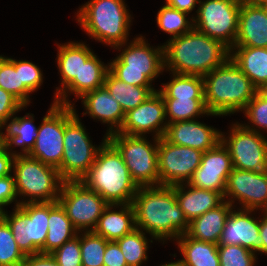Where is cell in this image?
Returning a JSON list of instances; mask_svg holds the SVG:
<instances>
[{
    "mask_svg": "<svg viewBox=\"0 0 267 266\" xmlns=\"http://www.w3.org/2000/svg\"><path fill=\"white\" fill-rule=\"evenodd\" d=\"M131 204L135 212L136 228L149 233L152 239L164 243L188 231L189 222L172 186L139 187Z\"/></svg>",
    "mask_w": 267,
    "mask_h": 266,
    "instance_id": "1",
    "label": "cell"
},
{
    "mask_svg": "<svg viewBox=\"0 0 267 266\" xmlns=\"http://www.w3.org/2000/svg\"><path fill=\"white\" fill-rule=\"evenodd\" d=\"M164 47V68L172 73L204 77L230 58V49L196 29L169 39Z\"/></svg>",
    "mask_w": 267,
    "mask_h": 266,
    "instance_id": "2",
    "label": "cell"
},
{
    "mask_svg": "<svg viewBox=\"0 0 267 266\" xmlns=\"http://www.w3.org/2000/svg\"><path fill=\"white\" fill-rule=\"evenodd\" d=\"M81 182L96 191L108 204L132 203L138 186L118 150L104 137L96 160Z\"/></svg>",
    "mask_w": 267,
    "mask_h": 266,
    "instance_id": "3",
    "label": "cell"
},
{
    "mask_svg": "<svg viewBox=\"0 0 267 266\" xmlns=\"http://www.w3.org/2000/svg\"><path fill=\"white\" fill-rule=\"evenodd\" d=\"M203 82L206 109L220 116L242 111L257 93V88L231 58L206 74Z\"/></svg>",
    "mask_w": 267,
    "mask_h": 266,
    "instance_id": "4",
    "label": "cell"
},
{
    "mask_svg": "<svg viewBox=\"0 0 267 266\" xmlns=\"http://www.w3.org/2000/svg\"><path fill=\"white\" fill-rule=\"evenodd\" d=\"M124 0H90L77 11V22L89 36L115 49L127 45L131 15Z\"/></svg>",
    "mask_w": 267,
    "mask_h": 266,
    "instance_id": "5",
    "label": "cell"
},
{
    "mask_svg": "<svg viewBox=\"0 0 267 266\" xmlns=\"http://www.w3.org/2000/svg\"><path fill=\"white\" fill-rule=\"evenodd\" d=\"M127 46L109 63V71L127 84L152 87L154 78L165 69L163 45L155 49L138 36Z\"/></svg>",
    "mask_w": 267,
    "mask_h": 266,
    "instance_id": "6",
    "label": "cell"
},
{
    "mask_svg": "<svg viewBox=\"0 0 267 266\" xmlns=\"http://www.w3.org/2000/svg\"><path fill=\"white\" fill-rule=\"evenodd\" d=\"M63 158L57 168L64 181H81L101 146L92 144L73 105H64Z\"/></svg>",
    "mask_w": 267,
    "mask_h": 266,
    "instance_id": "7",
    "label": "cell"
},
{
    "mask_svg": "<svg viewBox=\"0 0 267 266\" xmlns=\"http://www.w3.org/2000/svg\"><path fill=\"white\" fill-rule=\"evenodd\" d=\"M13 176L17 196H27V203L58 201L64 180L56 167L29 155H16Z\"/></svg>",
    "mask_w": 267,
    "mask_h": 266,
    "instance_id": "8",
    "label": "cell"
},
{
    "mask_svg": "<svg viewBox=\"0 0 267 266\" xmlns=\"http://www.w3.org/2000/svg\"><path fill=\"white\" fill-rule=\"evenodd\" d=\"M144 136L112 133L107 140L121 154L138 187L160 186L158 173V138L150 143Z\"/></svg>",
    "mask_w": 267,
    "mask_h": 266,
    "instance_id": "9",
    "label": "cell"
},
{
    "mask_svg": "<svg viewBox=\"0 0 267 266\" xmlns=\"http://www.w3.org/2000/svg\"><path fill=\"white\" fill-rule=\"evenodd\" d=\"M14 212L0 216L11 228L14 240L25 256L40 253L48 232L49 202H15Z\"/></svg>",
    "mask_w": 267,
    "mask_h": 266,
    "instance_id": "10",
    "label": "cell"
},
{
    "mask_svg": "<svg viewBox=\"0 0 267 266\" xmlns=\"http://www.w3.org/2000/svg\"><path fill=\"white\" fill-rule=\"evenodd\" d=\"M242 0H199L197 16L192 17L194 29L218 40L230 50L238 33Z\"/></svg>",
    "mask_w": 267,
    "mask_h": 266,
    "instance_id": "11",
    "label": "cell"
},
{
    "mask_svg": "<svg viewBox=\"0 0 267 266\" xmlns=\"http://www.w3.org/2000/svg\"><path fill=\"white\" fill-rule=\"evenodd\" d=\"M58 202L79 231H93L104 209L109 205L96 191L81 181H64Z\"/></svg>",
    "mask_w": 267,
    "mask_h": 266,
    "instance_id": "12",
    "label": "cell"
},
{
    "mask_svg": "<svg viewBox=\"0 0 267 266\" xmlns=\"http://www.w3.org/2000/svg\"><path fill=\"white\" fill-rule=\"evenodd\" d=\"M231 128L228 137L221 132V142L230 153L233 167L256 172L266 171L267 138L240 123L233 124Z\"/></svg>",
    "mask_w": 267,
    "mask_h": 266,
    "instance_id": "13",
    "label": "cell"
},
{
    "mask_svg": "<svg viewBox=\"0 0 267 266\" xmlns=\"http://www.w3.org/2000/svg\"><path fill=\"white\" fill-rule=\"evenodd\" d=\"M204 152L174 145L164 137L158 138V173L160 185L187 184L199 167Z\"/></svg>",
    "mask_w": 267,
    "mask_h": 266,
    "instance_id": "14",
    "label": "cell"
},
{
    "mask_svg": "<svg viewBox=\"0 0 267 266\" xmlns=\"http://www.w3.org/2000/svg\"><path fill=\"white\" fill-rule=\"evenodd\" d=\"M64 105L53 103L38 127L36 142L28 154L58 168L63 158Z\"/></svg>",
    "mask_w": 267,
    "mask_h": 266,
    "instance_id": "15",
    "label": "cell"
},
{
    "mask_svg": "<svg viewBox=\"0 0 267 266\" xmlns=\"http://www.w3.org/2000/svg\"><path fill=\"white\" fill-rule=\"evenodd\" d=\"M224 200L231 205L239 200L241 209H260L264 213L267 210V170L256 172L233 168L226 181Z\"/></svg>",
    "mask_w": 267,
    "mask_h": 266,
    "instance_id": "16",
    "label": "cell"
},
{
    "mask_svg": "<svg viewBox=\"0 0 267 266\" xmlns=\"http://www.w3.org/2000/svg\"><path fill=\"white\" fill-rule=\"evenodd\" d=\"M164 120H167L165 103L162 95L156 91L135 109L125 113L124 122L118 133L144 136L146 133L154 132L155 138H161L167 129V122Z\"/></svg>",
    "mask_w": 267,
    "mask_h": 266,
    "instance_id": "17",
    "label": "cell"
},
{
    "mask_svg": "<svg viewBox=\"0 0 267 266\" xmlns=\"http://www.w3.org/2000/svg\"><path fill=\"white\" fill-rule=\"evenodd\" d=\"M233 168L230 153L220 141L213 149L203 153L199 167L187 184L213 190L224 196L226 181Z\"/></svg>",
    "mask_w": 267,
    "mask_h": 266,
    "instance_id": "18",
    "label": "cell"
},
{
    "mask_svg": "<svg viewBox=\"0 0 267 266\" xmlns=\"http://www.w3.org/2000/svg\"><path fill=\"white\" fill-rule=\"evenodd\" d=\"M253 210H231L218 245H239L251 252H261L260 220L251 217Z\"/></svg>",
    "mask_w": 267,
    "mask_h": 266,
    "instance_id": "19",
    "label": "cell"
},
{
    "mask_svg": "<svg viewBox=\"0 0 267 266\" xmlns=\"http://www.w3.org/2000/svg\"><path fill=\"white\" fill-rule=\"evenodd\" d=\"M163 137L174 145L188 146L205 152L221 141V132L199 121L189 120L167 124Z\"/></svg>",
    "mask_w": 267,
    "mask_h": 266,
    "instance_id": "20",
    "label": "cell"
},
{
    "mask_svg": "<svg viewBox=\"0 0 267 266\" xmlns=\"http://www.w3.org/2000/svg\"><path fill=\"white\" fill-rule=\"evenodd\" d=\"M234 46L267 48V9L241 1L238 33Z\"/></svg>",
    "mask_w": 267,
    "mask_h": 266,
    "instance_id": "21",
    "label": "cell"
},
{
    "mask_svg": "<svg viewBox=\"0 0 267 266\" xmlns=\"http://www.w3.org/2000/svg\"><path fill=\"white\" fill-rule=\"evenodd\" d=\"M86 112L94 119L109 124L106 136L118 132L124 122L125 113L121 105L110 95L105 86L85 93L81 97Z\"/></svg>",
    "mask_w": 267,
    "mask_h": 266,
    "instance_id": "22",
    "label": "cell"
},
{
    "mask_svg": "<svg viewBox=\"0 0 267 266\" xmlns=\"http://www.w3.org/2000/svg\"><path fill=\"white\" fill-rule=\"evenodd\" d=\"M187 190L185 191V188ZM177 201L184 212L185 218L190 223L193 219L203 215L205 212L221 205L225 200L221 193L213 190L200 189L191 185L177 184L172 186Z\"/></svg>",
    "mask_w": 267,
    "mask_h": 266,
    "instance_id": "23",
    "label": "cell"
},
{
    "mask_svg": "<svg viewBox=\"0 0 267 266\" xmlns=\"http://www.w3.org/2000/svg\"><path fill=\"white\" fill-rule=\"evenodd\" d=\"M109 72V64L103 62L93 54L85 63H82L80 70V80H73L57 97L56 104L74 105L67 99V93H73L77 98H81L85 93L103 87L105 77ZM67 91V93H66Z\"/></svg>",
    "mask_w": 267,
    "mask_h": 266,
    "instance_id": "24",
    "label": "cell"
},
{
    "mask_svg": "<svg viewBox=\"0 0 267 266\" xmlns=\"http://www.w3.org/2000/svg\"><path fill=\"white\" fill-rule=\"evenodd\" d=\"M93 51L81 42H68L58 45L57 66L61 74V86L56 87V97L73 81L80 80V70L82 63H85L92 55Z\"/></svg>",
    "mask_w": 267,
    "mask_h": 266,
    "instance_id": "25",
    "label": "cell"
},
{
    "mask_svg": "<svg viewBox=\"0 0 267 266\" xmlns=\"http://www.w3.org/2000/svg\"><path fill=\"white\" fill-rule=\"evenodd\" d=\"M114 207H121L119 211L112 210ZM112 210V211H111ZM136 228L135 212L131 203L121 205L109 204L99 218L96 234L107 241H116Z\"/></svg>",
    "mask_w": 267,
    "mask_h": 266,
    "instance_id": "26",
    "label": "cell"
},
{
    "mask_svg": "<svg viewBox=\"0 0 267 266\" xmlns=\"http://www.w3.org/2000/svg\"><path fill=\"white\" fill-rule=\"evenodd\" d=\"M234 206L224 201L189 223L187 235L192 239L218 244L226 219Z\"/></svg>",
    "mask_w": 267,
    "mask_h": 266,
    "instance_id": "27",
    "label": "cell"
},
{
    "mask_svg": "<svg viewBox=\"0 0 267 266\" xmlns=\"http://www.w3.org/2000/svg\"><path fill=\"white\" fill-rule=\"evenodd\" d=\"M230 58L257 89L267 84V48L234 46Z\"/></svg>",
    "mask_w": 267,
    "mask_h": 266,
    "instance_id": "28",
    "label": "cell"
},
{
    "mask_svg": "<svg viewBox=\"0 0 267 266\" xmlns=\"http://www.w3.org/2000/svg\"><path fill=\"white\" fill-rule=\"evenodd\" d=\"M34 116L33 114L27 113L23 117H13L8 123L6 133L4 134L0 131V143L9 152L16 155H28L33 149L38 127L33 124ZM22 146L21 151L23 152H11L12 146ZM11 150V151H10Z\"/></svg>",
    "mask_w": 267,
    "mask_h": 266,
    "instance_id": "29",
    "label": "cell"
},
{
    "mask_svg": "<svg viewBox=\"0 0 267 266\" xmlns=\"http://www.w3.org/2000/svg\"><path fill=\"white\" fill-rule=\"evenodd\" d=\"M80 232L73 226L65 209L58 201L49 202L48 232L40 253H52Z\"/></svg>",
    "mask_w": 267,
    "mask_h": 266,
    "instance_id": "30",
    "label": "cell"
},
{
    "mask_svg": "<svg viewBox=\"0 0 267 266\" xmlns=\"http://www.w3.org/2000/svg\"><path fill=\"white\" fill-rule=\"evenodd\" d=\"M176 241L187 266H220L218 244L195 240L187 234Z\"/></svg>",
    "mask_w": 267,
    "mask_h": 266,
    "instance_id": "31",
    "label": "cell"
},
{
    "mask_svg": "<svg viewBox=\"0 0 267 266\" xmlns=\"http://www.w3.org/2000/svg\"><path fill=\"white\" fill-rule=\"evenodd\" d=\"M104 86L110 95L121 105L124 113L142 104L152 93L154 87H141L127 84L117 79L110 71L105 77Z\"/></svg>",
    "mask_w": 267,
    "mask_h": 266,
    "instance_id": "32",
    "label": "cell"
},
{
    "mask_svg": "<svg viewBox=\"0 0 267 266\" xmlns=\"http://www.w3.org/2000/svg\"><path fill=\"white\" fill-rule=\"evenodd\" d=\"M173 74V79L162 84L161 90H157L162 98H204V82L202 76Z\"/></svg>",
    "mask_w": 267,
    "mask_h": 266,
    "instance_id": "33",
    "label": "cell"
},
{
    "mask_svg": "<svg viewBox=\"0 0 267 266\" xmlns=\"http://www.w3.org/2000/svg\"><path fill=\"white\" fill-rule=\"evenodd\" d=\"M165 103L167 124L178 121L195 120L196 117L202 115L220 116L209 113L205 106L204 98H163Z\"/></svg>",
    "mask_w": 267,
    "mask_h": 266,
    "instance_id": "34",
    "label": "cell"
},
{
    "mask_svg": "<svg viewBox=\"0 0 267 266\" xmlns=\"http://www.w3.org/2000/svg\"><path fill=\"white\" fill-rule=\"evenodd\" d=\"M0 88L15 96L24 106L29 104L32 93L24 84H20L19 61L0 55Z\"/></svg>",
    "mask_w": 267,
    "mask_h": 266,
    "instance_id": "35",
    "label": "cell"
},
{
    "mask_svg": "<svg viewBox=\"0 0 267 266\" xmlns=\"http://www.w3.org/2000/svg\"><path fill=\"white\" fill-rule=\"evenodd\" d=\"M122 251L128 266H141L147 260L148 239L145 232L135 228L121 239L115 241Z\"/></svg>",
    "mask_w": 267,
    "mask_h": 266,
    "instance_id": "36",
    "label": "cell"
},
{
    "mask_svg": "<svg viewBox=\"0 0 267 266\" xmlns=\"http://www.w3.org/2000/svg\"><path fill=\"white\" fill-rule=\"evenodd\" d=\"M188 13L179 11L168 5L162 6L157 14V25L165 33L172 35V38L179 37L194 28V21L187 19Z\"/></svg>",
    "mask_w": 267,
    "mask_h": 266,
    "instance_id": "37",
    "label": "cell"
},
{
    "mask_svg": "<svg viewBox=\"0 0 267 266\" xmlns=\"http://www.w3.org/2000/svg\"><path fill=\"white\" fill-rule=\"evenodd\" d=\"M81 234L82 266H104V253L109 241L94 231H84V234Z\"/></svg>",
    "mask_w": 267,
    "mask_h": 266,
    "instance_id": "38",
    "label": "cell"
},
{
    "mask_svg": "<svg viewBox=\"0 0 267 266\" xmlns=\"http://www.w3.org/2000/svg\"><path fill=\"white\" fill-rule=\"evenodd\" d=\"M25 257L8 223L0 216V266H22Z\"/></svg>",
    "mask_w": 267,
    "mask_h": 266,
    "instance_id": "39",
    "label": "cell"
},
{
    "mask_svg": "<svg viewBox=\"0 0 267 266\" xmlns=\"http://www.w3.org/2000/svg\"><path fill=\"white\" fill-rule=\"evenodd\" d=\"M220 266H254L256 255L239 245H218Z\"/></svg>",
    "mask_w": 267,
    "mask_h": 266,
    "instance_id": "40",
    "label": "cell"
},
{
    "mask_svg": "<svg viewBox=\"0 0 267 266\" xmlns=\"http://www.w3.org/2000/svg\"><path fill=\"white\" fill-rule=\"evenodd\" d=\"M243 111L252 125L256 126V129L255 126H249L245 124L243 126L255 131L256 133H260V128L262 130L264 129L265 131L267 130V101L258 93H256L255 96L248 102Z\"/></svg>",
    "mask_w": 267,
    "mask_h": 266,
    "instance_id": "41",
    "label": "cell"
},
{
    "mask_svg": "<svg viewBox=\"0 0 267 266\" xmlns=\"http://www.w3.org/2000/svg\"><path fill=\"white\" fill-rule=\"evenodd\" d=\"M51 255L59 266H82L80 236L66 241L61 247L54 250Z\"/></svg>",
    "mask_w": 267,
    "mask_h": 266,
    "instance_id": "42",
    "label": "cell"
},
{
    "mask_svg": "<svg viewBox=\"0 0 267 266\" xmlns=\"http://www.w3.org/2000/svg\"><path fill=\"white\" fill-rule=\"evenodd\" d=\"M42 71L30 61L19 60L20 84H24L31 92L40 88L43 83Z\"/></svg>",
    "mask_w": 267,
    "mask_h": 266,
    "instance_id": "43",
    "label": "cell"
},
{
    "mask_svg": "<svg viewBox=\"0 0 267 266\" xmlns=\"http://www.w3.org/2000/svg\"><path fill=\"white\" fill-rule=\"evenodd\" d=\"M24 107L15 96L0 88V129H3L9 119Z\"/></svg>",
    "mask_w": 267,
    "mask_h": 266,
    "instance_id": "44",
    "label": "cell"
},
{
    "mask_svg": "<svg viewBox=\"0 0 267 266\" xmlns=\"http://www.w3.org/2000/svg\"><path fill=\"white\" fill-rule=\"evenodd\" d=\"M15 178L10 174L0 178V213L4 212V206L17 201ZM16 199V200H15Z\"/></svg>",
    "mask_w": 267,
    "mask_h": 266,
    "instance_id": "45",
    "label": "cell"
},
{
    "mask_svg": "<svg viewBox=\"0 0 267 266\" xmlns=\"http://www.w3.org/2000/svg\"><path fill=\"white\" fill-rule=\"evenodd\" d=\"M104 266H128L122 251L115 241H109L104 253Z\"/></svg>",
    "mask_w": 267,
    "mask_h": 266,
    "instance_id": "46",
    "label": "cell"
},
{
    "mask_svg": "<svg viewBox=\"0 0 267 266\" xmlns=\"http://www.w3.org/2000/svg\"><path fill=\"white\" fill-rule=\"evenodd\" d=\"M22 266H59L50 253H37L25 257Z\"/></svg>",
    "mask_w": 267,
    "mask_h": 266,
    "instance_id": "47",
    "label": "cell"
},
{
    "mask_svg": "<svg viewBox=\"0 0 267 266\" xmlns=\"http://www.w3.org/2000/svg\"><path fill=\"white\" fill-rule=\"evenodd\" d=\"M15 155L9 153L0 143V178L12 174Z\"/></svg>",
    "mask_w": 267,
    "mask_h": 266,
    "instance_id": "48",
    "label": "cell"
},
{
    "mask_svg": "<svg viewBox=\"0 0 267 266\" xmlns=\"http://www.w3.org/2000/svg\"><path fill=\"white\" fill-rule=\"evenodd\" d=\"M166 5L178 9L179 11L190 13L199 3V0H165Z\"/></svg>",
    "mask_w": 267,
    "mask_h": 266,
    "instance_id": "49",
    "label": "cell"
},
{
    "mask_svg": "<svg viewBox=\"0 0 267 266\" xmlns=\"http://www.w3.org/2000/svg\"><path fill=\"white\" fill-rule=\"evenodd\" d=\"M263 219H260V241H261V253L267 254V213L262 214Z\"/></svg>",
    "mask_w": 267,
    "mask_h": 266,
    "instance_id": "50",
    "label": "cell"
},
{
    "mask_svg": "<svg viewBox=\"0 0 267 266\" xmlns=\"http://www.w3.org/2000/svg\"><path fill=\"white\" fill-rule=\"evenodd\" d=\"M257 93L267 101V84H264L262 86H260L258 89H257Z\"/></svg>",
    "mask_w": 267,
    "mask_h": 266,
    "instance_id": "51",
    "label": "cell"
},
{
    "mask_svg": "<svg viewBox=\"0 0 267 266\" xmlns=\"http://www.w3.org/2000/svg\"><path fill=\"white\" fill-rule=\"evenodd\" d=\"M250 3L257 5V6H267V0H248Z\"/></svg>",
    "mask_w": 267,
    "mask_h": 266,
    "instance_id": "52",
    "label": "cell"
},
{
    "mask_svg": "<svg viewBox=\"0 0 267 266\" xmlns=\"http://www.w3.org/2000/svg\"><path fill=\"white\" fill-rule=\"evenodd\" d=\"M162 266H187L182 260H178L176 262L166 263Z\"/></svg>",
    "mask_w": 267,
    "mask_h": 266,
    "instance_id": "53",
    "label": "cell"
}]
</instances>
